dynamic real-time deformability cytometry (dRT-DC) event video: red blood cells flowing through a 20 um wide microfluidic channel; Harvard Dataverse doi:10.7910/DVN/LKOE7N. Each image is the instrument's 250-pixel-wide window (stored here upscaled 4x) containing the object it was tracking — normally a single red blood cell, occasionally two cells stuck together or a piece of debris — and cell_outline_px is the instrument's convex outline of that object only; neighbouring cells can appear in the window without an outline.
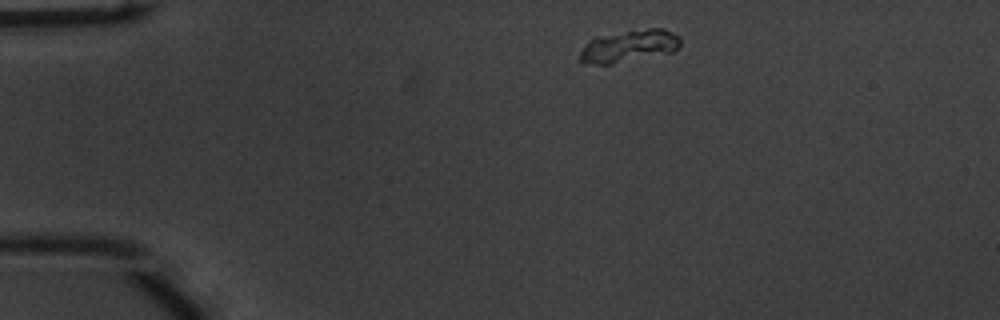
{"species": "common noctule bat (a hibernating species)", "species_latin": "Nyctalus noctula", "temperature_condition": "warm", "stored_images_in_passage": 45, "camera_frame_rate_fps": 3000, "um_per_image_px": 0.085, "animal": {"sex": "male", "body_mass_g": 20.1, "forearm_length_mm": 53.5}, "frame": {"image": 1, "passage_image": 1, "time_ms": 0.0, "image_size_px": [1000, 320], "cell_outline_px": [[680, 48], [672, 52], [612, 64], [580, 64], [580, 52], [588, 40], [596, 36], [648, 28], [660, 28], [672, 32], [680, 36]], "centroid_in_image_um": [53.45, 3.92], "position_along_channel_um": 31.5, "area_um2": 18.96}}
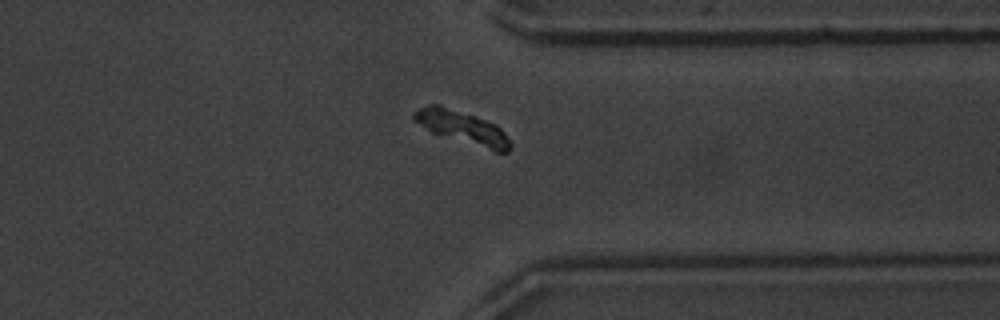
{"frame": {"image": 2, "passage_image": 33, "time_ms": 10.667, "image_size_px": [1000, 320], "cell_outline_px": [[512, 148], [508, 152], [496, 152], [432, 132], [412, 120], [412, 116], [420, 108], [428, 104], [440, 104], [496, 124], [504, 132], [512, 144]], "centroid_in_image_um": [39.32, 10.83], "position_along_channel_um": 372.1, "area_um2": 18.26}}
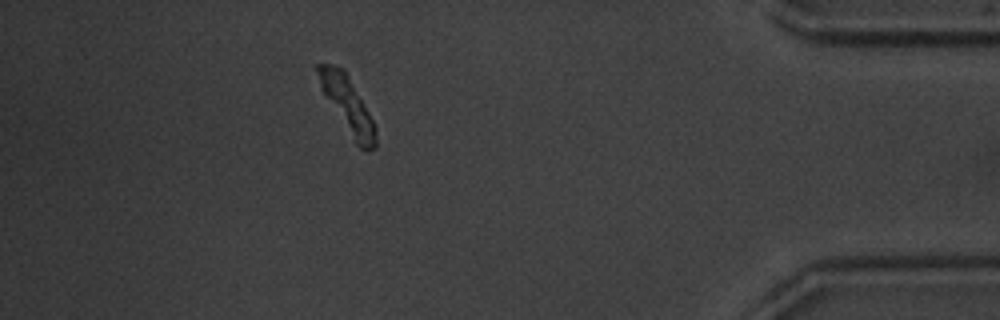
{"frame": {"image": 3, "passage_image": 39, "time_ms": 12.667, "image_size_px": [1000, 320], "cell_outline_px": [[376, 148], [368, 152], [360, 148], [356, 144], [320, 88], [316, 72], [316, 64], [332, 64], [344, 68], [368, 112], [376, 128]], "centroid_in_image_um": [29.53, 8.91], "position_along_channel_um": 405.7, "area_um2": 18.38}}